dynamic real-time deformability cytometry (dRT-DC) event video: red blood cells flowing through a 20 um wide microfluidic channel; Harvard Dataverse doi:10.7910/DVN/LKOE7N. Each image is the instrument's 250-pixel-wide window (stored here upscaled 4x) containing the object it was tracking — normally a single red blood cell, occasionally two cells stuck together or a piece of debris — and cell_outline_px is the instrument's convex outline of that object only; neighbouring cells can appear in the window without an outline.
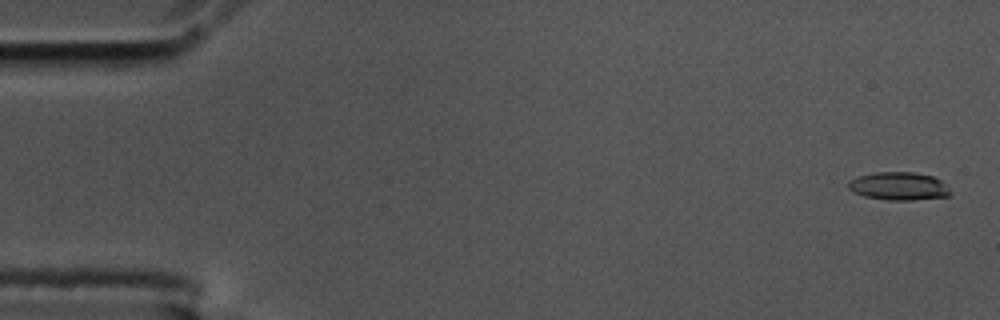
{"species": "common noctule bat (a hibernating species)", "species_latin": "Nyctalus noctula", "temperature_condition": "cold", "stored_images_in_passage": 57, "camera_frame_rate_fps": 3000, "um_per_image_px": 0.085, "animal": {"sex": "male", "body_mass_g": 17.5, "forearm_length_mm": 52.3}, "frame": {"image": 1, "passage_image": 2, "time_ms": 0.333, "image_size_px": [1000, 320], "cell_outline_px": [[952, 192], [948, 196], [912, 200], [888, 200], [864, 196], [852, 192], [848, 188], [848, 180], [860, 176], [876, 172], [912, 172], [932, 176], [940, 180]], "centroid_in_image_um": [76.37, 15.82], "position_along_channel_um": 8.6, "area_um2": 16.59}}
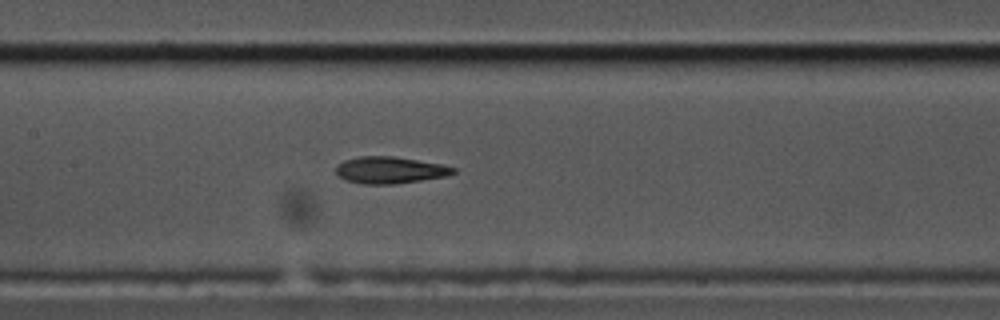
{"frame": {"image": 2, "passage_image": 27, "time_ms": 8.667, "image_size_px": [1000, 320], "cell_outline_px": [[456, 172], [444, 176], [396, 184], [364, 184], [344, 180], [336, 172], [336, 164], [344, 160], [360, 156], [392, 156], [444, 164], [456, 168]], "centroid_in_image_um": [33.13, 14.45], "position_along_channel_um": 174.3, "area_um2": 18.32}}
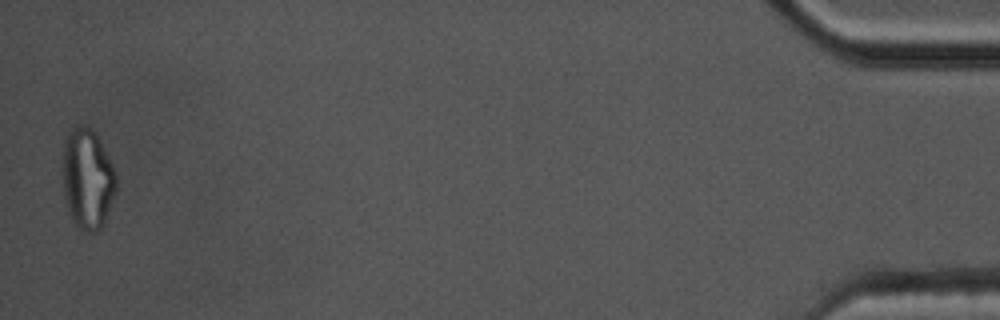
{"frame": {"image": 3, "passage_image": 56, "time_ms": 18.333, "image_size_px": [1000, 320], "cell_outline_px": [[116, 192], [104, 224], [96, 232], [88, 232], [80, 228], [72, 220], [68, 212], [64, 196], [64, 140], [72, 128], [80, 124], [88, 124], [96, 132], [116, 172]], "centroid_in_image_um": [7.46, 15.18], "position_along_channel_um": 427.7, "area_um2": 31.44}, "authors_computed_cell_mechanics": {"area_um2": 18.0336, "velocity_mm_per_s": 3.5861, "shape_relaxation_time_tau1_ms": 7.8969, "shape_relaxation_time_tau2_ms": 3.5283, "deformation_change_tau1": 0.2621, "deformation_change_tau2": 0.1187}}